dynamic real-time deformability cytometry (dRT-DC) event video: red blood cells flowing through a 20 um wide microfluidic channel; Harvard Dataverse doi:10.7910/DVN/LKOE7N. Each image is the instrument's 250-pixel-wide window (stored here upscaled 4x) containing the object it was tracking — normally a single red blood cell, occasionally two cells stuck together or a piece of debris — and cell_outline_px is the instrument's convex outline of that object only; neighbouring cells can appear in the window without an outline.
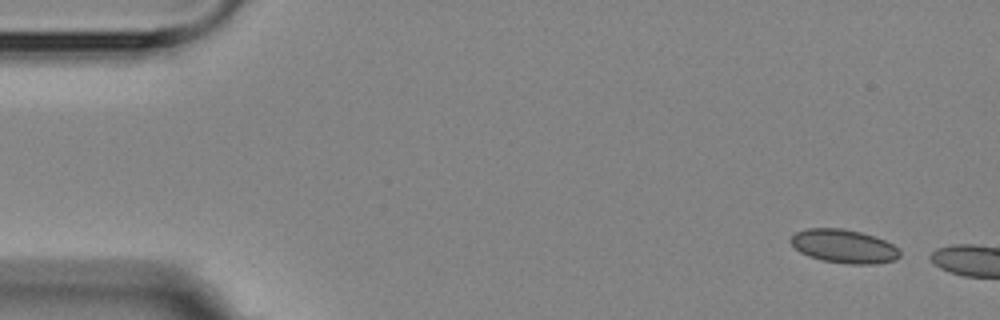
{"species": "Egyptian fruit bat (a non-hibernating species)", "species_latin": "Rousettus aegyptiacus", "temperature_condition": "room temperature", "stored_images_in_passage": 2, "camera_frame_rate_fps": 3000, "um_per_image_px": 0.085, "animal": {"sex": "female"}, "frame": {"image": 1, "passage_image": 2, "time_ms": 1.0, "image_size_px": [1000, 320], "cell_outline_px": [[900, 256], [896, 260], [876, 264], [852, 264], [824, 260], [808, 256], [800, 252], [788, 240], [796, 232], [808, 228], [844, 228], [876, 236], [900, 248]], "centroid_in_image_um": [71.76, 20.92], "position_along_channel_um": 13.2, "area_um2": 21.44}}